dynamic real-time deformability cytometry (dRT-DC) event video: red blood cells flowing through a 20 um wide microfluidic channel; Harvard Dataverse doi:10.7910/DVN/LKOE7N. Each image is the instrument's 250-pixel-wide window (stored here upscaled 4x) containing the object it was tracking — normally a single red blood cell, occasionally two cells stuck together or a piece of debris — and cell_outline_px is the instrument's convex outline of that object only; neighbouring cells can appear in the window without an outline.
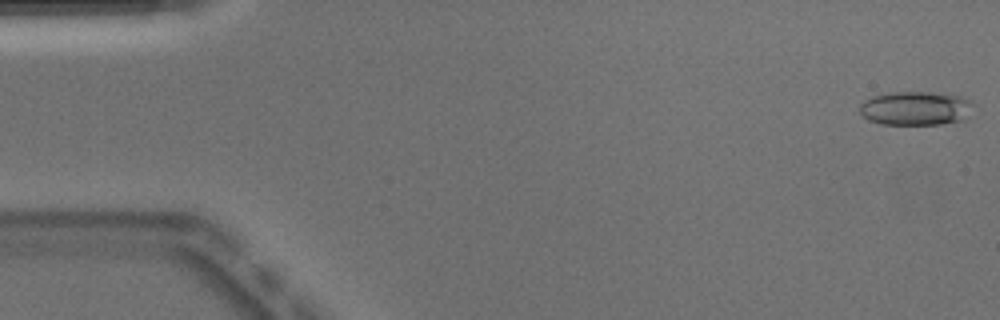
{"species": "Egyptian fruit bat (a non-hibernating species)", "species_latin": "Rousettus aegyptiacus", "temperature_condition": "warm", "stored_images_in_passage": 51, "camera_frame_rate_fps": 3000, "um_per_image_px": 0.085, "animal": {"sex": "male"}, "frame": {"image": 1, "passage_image": 1, "time_ms": 0.0, "image_size_px": [1000, 320], "cell_outline_px": [[976, 104], [968, 120], [944, 124], [880, 124], [868, 120], [860, 112], [860, 104], [864, 100], [872, 96], [892, 92], [932, 92], [964, 96], [972, 100]], "centroid_in_image_um": [77.94, 9.21], "position_along_channel_um": 7.1, "area_um2": 23.12}}
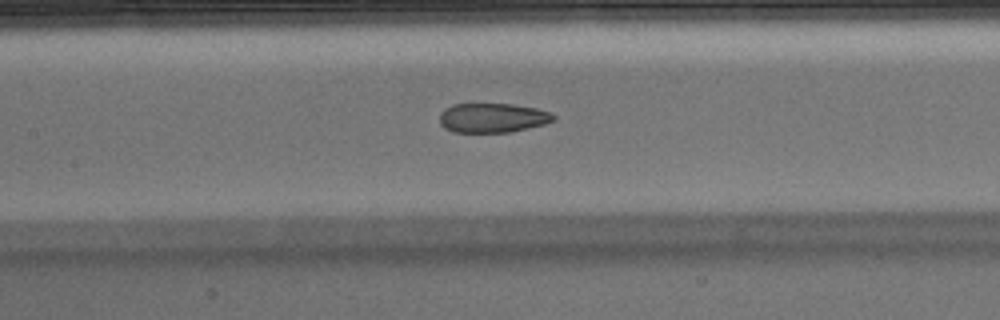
{"frame": {"image": 2, "passage_image": 23, "time_ms": 7.333, "image_size_px": [1000, 320], "cell_outline_px": [[556, 120], [544, 124], [512, 132], [452, 132], [444, 128], [440, 124], [440, 112], [444, 108], [452, 104], [512, 104], [536, 108], [552, 112], [556, 116]], "centroid_in_image_um": [41.87, 10.01], "position_along_channel_um": 165.5, "area_um2": 19.77}}
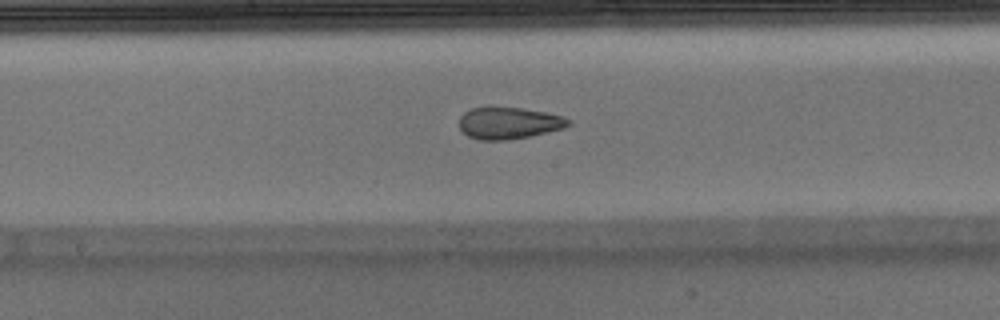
{"frame": {"image": 3, "passage_image": 26, "time_ms": 8.333, "image_size_px": [1000, 320], "cell_outline_px": [[572, 124], [564, 128], [532, 136], [508, 140], [480, 140], [468, 136], [460, 128], [460, 116], [464, 112], [472, 108], [488, 104], [492, 104], [520, 108], [544, 112], [564, 116], [572, 120]], "centroid_in_image_um": [43.25, 10.42], "position_along_channel_um": 204.9, "area_um2": 20.92}, "authors_computed_cell_mechanics": {"area_um2": 22.1952, "velocity_mm_per_s": 3.9524, "shape_relaxation_time_tau1_ms": null, "shape_relaxation_time_tau2_ms": 1.9925, "deformation_change_tau1": null, "deformation_change_tau2": 0.084}}